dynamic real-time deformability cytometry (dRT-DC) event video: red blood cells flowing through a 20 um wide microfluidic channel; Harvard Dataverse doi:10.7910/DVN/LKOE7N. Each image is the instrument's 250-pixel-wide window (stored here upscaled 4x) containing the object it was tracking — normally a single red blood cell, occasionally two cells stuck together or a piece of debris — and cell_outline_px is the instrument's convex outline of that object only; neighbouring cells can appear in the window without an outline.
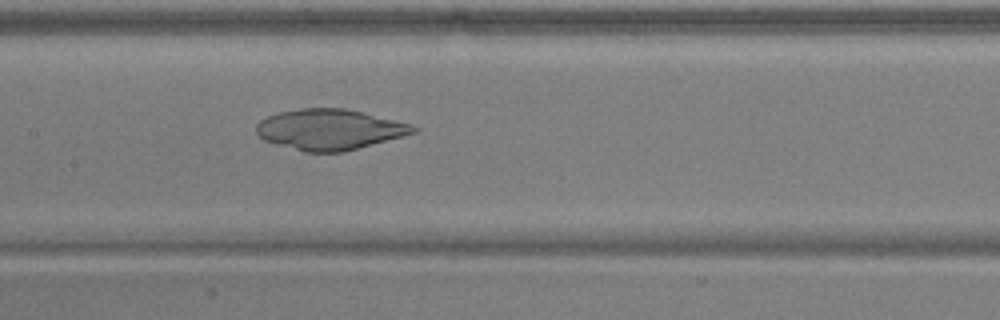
{"species": "common noctule bat (a hibernating species)", "species_latin": "Nyctalus noctula", "temperature_condition": "warm", "stored_images_in_passage": 38, "camera_frame_rate_fps": 3000, "um_per_image_px": 0.085, "animal": {"sex": "male", "body_mass_g": 17.9, "forearm_length_mm": 54.2}, "frame": {"image": 1, "passage_image": 12, "time_ms": 3.667, "image_size_px": [1000, 320], "cell_outline_px": [[420, 128], [416, 132], [344, 152], [304, 152], [276, 144], [264, 140], [256, 132], [256, 124], [260, 120], [268, 116], [280, 112], [300, 108], [344, 108], [412, 124]], "centroid_in_image_um": [28.0, 11.01], "position_along_channel_um": 179.4, "area_um2": 36.93}}
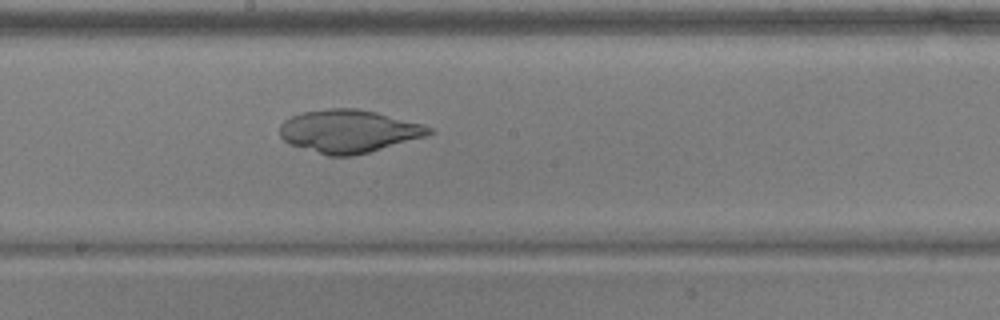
{"frame": {"image": 2, "passage_image": 15, "time_ms": 4.667, "image_size_px": [1000, 320], "cell_outline_px": [[432, 132], [428, 136], [368, 152], [352, 156], [328, 156], [288, 144], [280, 136], [280, 124], [284, 120], [292, 116], [304, 112], [328, 108], [356, 108], [376, 112], [424, 124], [432, 128]], "centroid_in_image_um": [29.64, 11.15], "position_along_channel_um": 218.6, "area_um2": 37.34}}
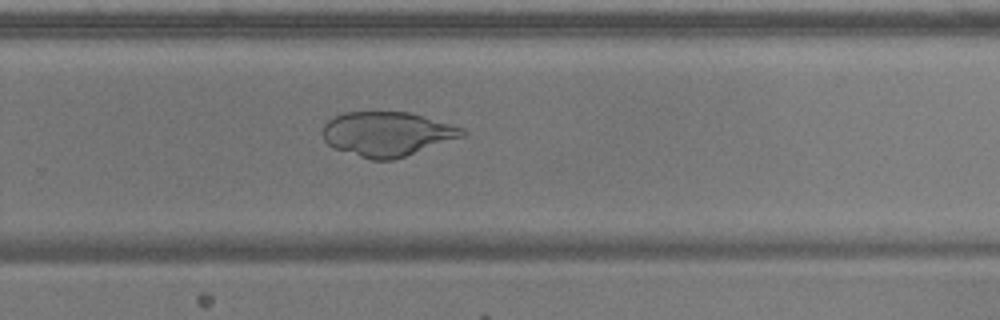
{"frame": {"image": 3, "passage_image": 21, "time_ms": 6.667, "image_size_px": [1000, 320], "cell_outline_px": [[468, 132], [464, 136], [392, 160], [372, 160], [332, 148], [324, 140], [320, 132], [324, 124], [332, 116], [344, 112], [408, 112], [424, 116], [464, 128]], "centroid_in_image_um": [32.86, 11.37], "position_along_channel_um": 296.9, "area_um2": 36.24}}